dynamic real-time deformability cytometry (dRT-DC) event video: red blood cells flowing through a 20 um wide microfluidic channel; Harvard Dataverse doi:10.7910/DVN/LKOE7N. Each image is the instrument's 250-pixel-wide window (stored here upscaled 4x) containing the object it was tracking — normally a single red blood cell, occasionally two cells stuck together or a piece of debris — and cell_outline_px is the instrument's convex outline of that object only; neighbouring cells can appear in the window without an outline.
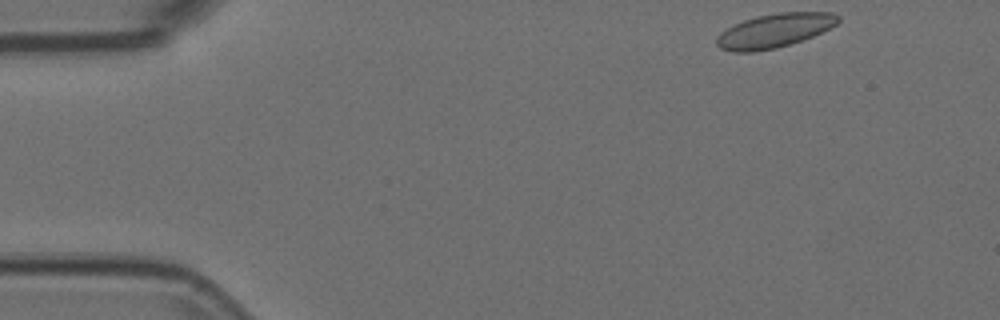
{"species": "Egyptian fruit bat (a non-hibernating species)", "species_latin": "Rousettus aegyptiacus", "temperature_condition": "room temperature", "stored_images_in_passage": 3, "camera_frame_rate_fps": 3000, "um_per_image_px": 0.085, "animal": {"sex": "female"}, "frame": {"image": 1, "passage_image": 1, "time_ms": 0.0, "image_size_px": [1000, 320], "cell_outline_px": [[840, 20], [836, 24], [812, 36], [776, 48], [752, 52], [732, 52], [720, 48], [716, 44], [716, 36], [720, 32], [732, 24], [756, 16], [780, 12], [832, 12], [840, 16]], "centroid_in_image_um": [65.77, 2.6], "position_along_channel_um": 19.2, "area_um2": 23.99}}
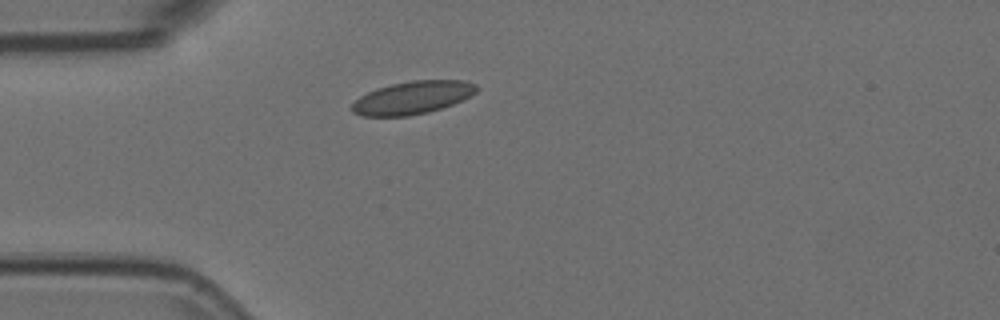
{"frame": {"image": 2, "passage_image": 3, "time_ms": 0.667, "image_size_px": [1000, 320], "cell_outline_px": [[480, 88], [476, 92], [452, 104], [428, 112], [408, 116], [360, 116], [352, 112], [352, 104], [360, 96], [376, 88], [392, 84], [412, 80], [464, 80], [476, 84]], "centroid_in_image_um": [35.05, 8.29], "position_along_channel_um": 49.9, "area_um2": 23.76}}